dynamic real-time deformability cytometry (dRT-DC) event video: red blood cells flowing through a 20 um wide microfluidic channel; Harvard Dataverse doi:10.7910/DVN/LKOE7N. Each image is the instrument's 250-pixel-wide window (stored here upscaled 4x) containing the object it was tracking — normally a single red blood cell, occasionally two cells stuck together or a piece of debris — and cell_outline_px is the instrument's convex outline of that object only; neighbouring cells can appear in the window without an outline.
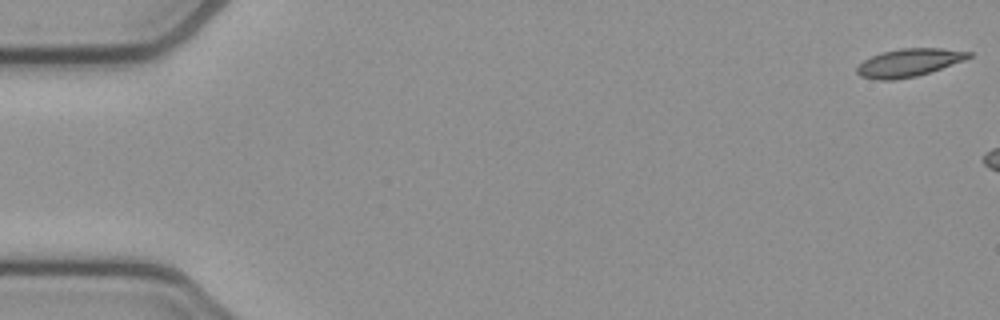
{"species": "common noctule bat (a hibernating species)", "species_latin": "Nyctalus noctula", "temperature_condition": "cold", "stored_images_in_passage": 9, "camera_frame_rate_fps": 3000, "um_per_image_px": 0.085, "animal": {"sex": "female", "body_mass_g": 21.9}, "frame": {"image": 1, "passage_image": 1, "time_ms": 0.0, "image_size_px": [1000, 320], "cell_outline_px": [[972, 56], [964, 60], [916, 76], [892, 80], [876, 80], [860, 76], [856, 72], [856, 68], [864, 60], [880, 52], [900, 48], [944, 48], [972, 52]], "centroid_in_image_um": [77.23, 5.31], "position_along_channel_um": 7.8, "area_um2": 18.09}}